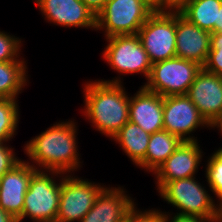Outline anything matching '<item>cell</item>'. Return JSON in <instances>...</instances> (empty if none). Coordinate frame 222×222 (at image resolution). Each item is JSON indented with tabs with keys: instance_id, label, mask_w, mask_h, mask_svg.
Wrapping results in <instances>:
<instances>
[{
	"instance_id": "8992f818",
	"label": "cell",
	"mask_w": 222,
	"mask_h": 222,
	"mask_svg": "<svg viewBox=\"0 0 222 222\" xmlns=\"http://www.w3.org/2000/svg\"><path fill=\"white\" fill-rule=\"evenodd\" d=\"M154 11L141 0H108L96 16V29L105 36L138 34Z\"/></svg>"
},
{
	"instance_id": "4fadbf2b",
	"label": "cell",
	"mask_w": 222,
	"mask_h": 222,
	"mask_svg": "<svg viewBox=\"0 0 222 222\" xmlns=\"http://www.w3.org/2000/svg\"><path fill=\"white\" fill-rule=\"evenodd\" d=\"M201 153L197 141H182L154 172L158 189L166 182L194 177L202 159Z\"/></svg>"
},
{
	"instance_id": "7a4b0ae2",
	"label": "cell",
	"mask_w": 222,
	"mask_h": 222,
	"mask_svg": "<svg viewBox=\"0 0 222 222\" xmlns=\"http://www.w3.org/2000/svg\"><path fill=\"white\" fill-rule=\"evenodd\" d=\"M74 121L54 124L26 144L25 152L36 165L45 171L64 174L80 166ZM66 172V173H65Z\"/></svg>"
},
{
	"instance_id": "277c9868",
	"label": "cell",
	"mask_w": 222,
	"mask_h": 222,
	"mask_svg": "<svg viewBox=\"0 0 222 222\" xmlns=\"http://www.w3.org/2000/svg\"><path fill=\"white\" fill-rule=\"evenodd\" d=\"M48 172L49 176L41 169L32 175L24 197L23 212L17 219L18 222H22L25 217H29L33 222H56L61 182L55 183L56 181L50 175L64 173Z\"/></svg>"
},
{
	"instance_id": "e0dca14e",
	"label": "cell",
	"mask_w": 222,
	"mask_h": 222,
	"mask_svg": "<svg viewBox=\"0 0 222 222\" xmlns=\"http://www.w3.org/2000/svg\"><path fill=\"white\" fill-rule=\"evenodd\" d=\"M129 121L149 134L163 130V97L141 87L130 97Z\"/></svg>"
},
{
	"instance_id": "52a82bcc",
	"label": "cell",
	"mask_w": 222,
	"mask_h": 222,
	"mask_svg": "<svg viewBox=\"0 0 222 222\" xmlns=\"http://www.w3.org/2000/svg\"><path fill=\"white\" fill-rule=\"evenodd\" d=\"M138 37L151 63L176 56V12L154 11L139 29Z\"/></svg>"
},
{
	"instance_id": "6da1fadb",
	"label": "cell",
	"mask_w": 222,
	"mask_h": 222,
	"mask_svg": "<svg viewBox=\"0 0 222 222\" xmlns=\"http://www.w3.org/2000/svg\"><path fill=\"white\" fill-rule=\"evenodd\" d=\"M85 116L112 138L129 121L130 98L120 79L91 81L85 87Z\"/></svg>"
},
{
	"instance_id": "d6a6232c",
	"label": "cell",
	"mask_w": 222,
	"mask_h": 222,
	"mask_svg": "<svg viewBox=\"0 0 222 222\" xmlns=\"http://www.w3.org/2000/svg\"><path fill=\"white\" fill-rule=\"evenodd\" d=\"M148 5L153 11L160 12V0H141Z\"/></svg>"
},
{
	"instance_id": "9c48e42d",
	"label": "cell",
	"mask_w": 222,
	"mask_h": 222,
	"mask_svg": "<svg viewBox=\"0 0 222 222\" xmlns=\"http://www.w3.org/2000/svg\"><path fill=\"white\" fill-rule=\"evenodd\" d=\"M103 188L101 185L75 176L62 177L56 222H80L93 207L96 197Z\"/></svg>"
},
{
	"instance_id": "1f68e13d",
	"label": "cell",
	"mask_w": 222,
	"mask_h": 222,
	"mask_svg": "<svg viewBox=\"0 0 222 222\" xmlns=\"http://www.w3.org/2000/svg\"><path fill=\"white\" fill-rule=\"evenodd\" d=\"M0 222H18L11 214L0 207Z\"/></svg>"
},
{
	"instance_id": "30bf717a",
	"label": "cell",
	"mask_w": 222,
	"mask_h": 222,
	"mask_svg": "<svg viewBox=\"0 0 222 222\" xmlns=\"http://www.w3.org/2000/svg\"><path fill=\"white\" fill-rule=\"evenodd\" d=\"M186 95L211 128H220L222 133V76L202 68Z\"/></svg>"
},
{
	"instance_id": "f1b7e54d",
	"label": "cell",
	"mask_w": 222,
	"mask_h": 222,
	"mask_svg": "<svg viewBox=\"0 0 222 222\" xmlns=\"http://www.w3.org/2000/svg\"><path fill=\"white\" fill-rule=\"evenodd\" d=\"M164 213L162 212V222H169L170 217L166 214V212ZM170 222H212V221L195 216H183L175 214V216L171 218Z\"/></svg>"
},
{
	"instance_id": "cb8c5ba5",
	"label": "cell",
	"mask_w": 222,
	"mask_h": 222,
	"mask_svg": "<svg viewBox=\"0 0 222 222\" xmlns=\"http://www.w3.org/2000/svg\"><path fill=\"white\" fill-rule=\"evenodd\" d=\"M21 40L0 31V62L17 61Z\"/></svg>"
},
{
	"instance_id": "8fae6325",
	"label": "cell",
	"mask_w": 222,
	"mask_h": 222,
	"mask_svg": "<svg viewBox=\"0 0 222 222\" xmlns=\"http://www.w3.org/2000/svg\"><path fill=\"white\" fill-rule=\"evenodd\" d=\"M199 126L211 127L187 95L163 97V130L181 141H197L189 134Z\"/></svg>"
},
{
	"instance_id": "83f0119b",
	"label": "cell",
	"mask_w": 222,
	"mask_h": 222,
	"mask_svg": "<svg viewBox=\"0 0 222 222\" xmlns=\"http://www.w3.org/2000/svg\"><path fill=\"white\" fill-rule=\"evenodd\" d=\"M190 0H160V12H180Z\"/></svg>"
},
{
	"instance_id": "9a60e30c",
	"label": "cell",
	"mask_w": 222,
	"mask_h": 222,
	"mask_svg": "<svg viewBox=\"0 0 222 222\" xmlns=\"http://www.w3.org/2000/svg\"><path fill=\"white\" fill-rule=\"evenodd\" d=\"M45 18L54 24L96 29V16L81 0H35Z\"/></svg>"
},
{
	"instance_id": "f546056e",
	"label": "cell",
	"mask_w": 222,
	"mask_h": 222,
	"mask_svg": "<svg viewBox=\"0 0 222 222\" xmlns=\"http://www.w3.org/2000/svg\"><path fill=\"white\" fill-rule=\"evenodd\" d=\"M86 7L97 16L104 8L108 0H81Z\"/></svg>"
},
{
	"instance_id": "836d02e7",
	"label": "cell",
	"mask_w": 222,
	"mask_h": 222,
	"mask_svg": "<svg viewBox=\"0 0 222 222\" xmlns=\"http://www.w3.org/2000/svg\"><path fill=\"white\" fill-rule=\"evenodd\" d=\"M215 32L222 33V2L218 10L217 22H215Z\"/></svg>"
},
{
	"instance_id": "603a6c76",
	"label": "cell",
	"mask_w": 222,
	"mask_h": 222,
	"mask_svg": "<svg viewBox=\"0 0 222 222\" xmlns=\"http://www.w3.org/2000/svg\"><path fill=\"white\" fill-rule=\"evenodd\" d=\"M206 179L219 200V206L222 208V148L218 149L209 158L206 165Z\"/></svg>"
},
{
	"instance_id": "4dcf8cb0",
	"label": "cell",
	"mask_w": 222,
	"mask_h": 222,
	"mask_svg": "<svg viewBox=\"0 0 222 222\" xmlns=\"http://www.w3.org/2000/svg\"><path fill=\"white\" fill-rule=\"evenodd\" d=\"M209 52L222 53V33H211V49Z\"/></svg>"
},
{
	"instance_id": "5bb4252c",
	"label": "cell",
	"mask_w": 222,
	"mask_h": 222,
	"mask_svg": "<svg viewBox=\"0 0 222 222\" xmlns=\"http://www.w3.org/2000/svg\"><path fill=\"white\" fill-rule=\"evenodd\" d=\"M211 49V33L176 12V56L203 66Z\"/></svg>"
},
{
	"instance_id": "44dd1931",
	"label": "cell",
	"mask_w": 222,
	"mask_h": 222,
	"mask_svg": "<svg viewBox=\"0 0 222 222\" xmlns=\"http://www.w3.org/2000/svg\"><path fill=\"white\" fill-rule=\"evenodd\" d=\"M22 60L0 62V98L17 99L27 83L26 66Z\"/></svg>"
},
{
	"instance_id": "484cf974",
	"label": "cell",
	"mask_w": 222,
	"mask_h": 222,
	"mask_svg": "<svg viewBox=\"0 0 222 222\" xmlns=\"http://www.w3.org/2000/svg\"><path fill=\"white\" fill-rule=\"evenodd\" d=\"M0 142V179L8 171H10L21 160L17 159L12 148Z\"/></svg>"
},
{
	"instance_id": "7402d4cb",
	"label": "cell",
	"mask_w": 222,
	"mask_h": 222,
	"mask_svg": "<svg viewBox=\"0 0 222 222\" xmlns=\"http://www.w3.org/2000/svg\"><path fill=\"white\" fill-rule=\"evenodd\" d=\"M16 99L0 98V142L10 140L16 130L19 110Z\"/></svg>"
},
{
	"instance_id": "d4e9b609",
	"label": "cell",
	"mask_w": 222,
	"mask_h": 222,
	"mask_svg": "<svg viewBox=\"0 0 222 222\" xmlns=\"http://www.w3.org/2000/svg\"><path fill=\"white\" fill-rule=\"evenodd\" d=\"M134 207L127 213L123 222H162V212L156 209L137 211Z\"/></svg>"
},
{
	"instance_id": "5b68a950",
	"label": "cell",
	"mask_w": 222,
	"mask_h": 222,
	"mask_svg": "<svg viewBox=\"0 0 222 222\" xmlns=\"http://www.w3.org/2000/svg\"><path fill=\"white\" fill-rule=\"evenodd\" d=\"M201 69L202 66L197 62L175 56L153 63L147 83L143 87L162 97L186 95Z\"/></svg>"
},
{
	"instance_id": "ac0fdd59",
	"label": "cell",
	"mask_w": 222,
	"mask_h": 222,
	"mask_svg": "<svg viewBox=\"0 0 222 222\" xmlns=\"http://www.w3.org/2000/svg\"><path fill=\"white\" fill-rule=\"evenodd\" d=\"M150 136L151 134L140 126L128 121L112 139L114 138L133 163L139 166L145 159Z\"/></svg>"
},
{
	"instance_id": "ba28073f",
	"label": "cell",
	"mask_w": 222,
	"mask_h": 222,
	"mask_svg": "<svg viewBox=\"0 0 222 222\" xmlns=\"http://www.w3.org/2000/svg\"><path fill=\"white\" fill-rule=\"evenodd\" d=\"M103 58L118 73H143L148 79L152 63L144 50L138 34L107 37Z\"/></svg>"
},
{
	"instance_id": "4316f807",
	"label": "cell",
	"mask_w": 222,
	"mask_h": 222,
	"mask_svg": "<svg viewBox=\"0 0 222 222\" xmlns=\"http://www.w3.org/2000/svg\"><path fill=\"white\" fill-rule=\"evenodd\" d=\"M202 68L210 73L222 76V53L209 52Z\"/></svg>"
},
{
	"instance_id": "d6986e66",
	"label": "cell",
	"mask_w": 222,
	"mask_h": 222,
	"mask_svg": "<svg viewBox=\"0 0 222 222\" xmlns=\"http://www.w3.org/2000/svg\"><path fill=\"white\" fill-rule=\"evenodd\" d=\"M181 140L167 132L161 130L151 134L144 161L139 165L150 172H155L158 167L176 150L181 144Z\"/></svg>"
},
{
	"instance_id": "2e32d148",
	"label": "cell",
	"mask_w": 222,
	"mask_h": 222,
	"mask_svg": "<svg viewBox=\"0 0 222 222\" xmlns=\"http://www.w3.org/2000/svg\"><path fill=\"white\" fill-rule=\"evenodd\" d=\"M134 205L123 188L105 187L96 197L93 207L80 222H123Z\"/></svg>"
},
{
	"instance_id": "ffe728a7",
	"label": "cell",
	"mask_w": 222,
	"mask_h": 222,
	"mask_svg": "<svg viewBox=\"0 0 222 222\" xmlns=\"http://www.w3.org/2000/svg\"><path fill=\"white\" fill-rule=\"evenodd\" d=\"M221 2L222 0H190L179 13L199 28L215 33Z\"/></svg>"
},
{
	"instance_id": "3957f363",
	"label": "cell",
	"mask_w": 222,
	"mask_h": 222,
	"mask_svg": "<svg viewBox=\"0 0 222 222\" xmlns=\"http://www.w3.org/2000/svg\"><path fill=\"white\" fill-rule=\"evenodd\" d=\"M195 179L189 177L166 182L158 189L159 195L180 210L178 215L222 222V208L218 204L215 206L208 191Z\"/></svg>"
},
{
	"instance_id": "7c38bea8",
	"label": "cell",
	"mask_w": 222,
	"mask_h": 222,
	"mask_svg": "<svg viewBox=\"0 0 222 222\" xmlns=\"http://www.w3.org/2000/svg\"><path fill=\"white\" fill-rule=\"evenodd\" d=\"M20 161L0 179V207L18 219L23 212L24 197L32 175L40 170Z\"/></svg>"
}]
</instances>
